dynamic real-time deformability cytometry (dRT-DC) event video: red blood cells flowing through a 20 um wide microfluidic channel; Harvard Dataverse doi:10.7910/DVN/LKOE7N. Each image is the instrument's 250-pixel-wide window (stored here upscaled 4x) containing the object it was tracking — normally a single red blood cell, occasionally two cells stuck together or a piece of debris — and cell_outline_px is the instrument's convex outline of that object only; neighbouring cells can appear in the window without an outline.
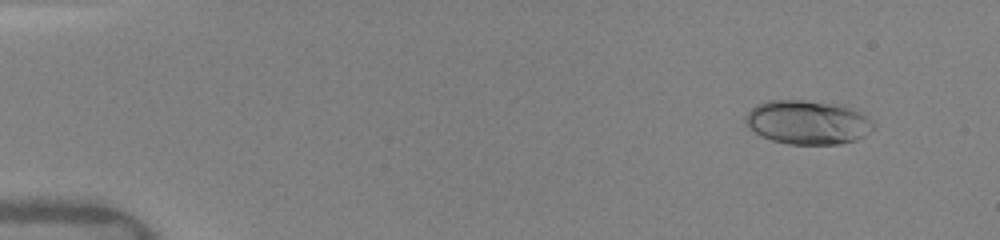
{"species": "human", "species_latin": "Homo sapiens", "temperature_condition": "warm", "stored_images_in_passage": 37, "camera_frame_rate_fps": 3000, "um_per_image_px": 0.085, "donor": {"sex": "female"}, "frame": {"image": 1, "passage_image": 2, "time_ms": 0.667, "image_size_px": [1000, 240], "cell_outline_px": [[876, 124], [864, 136], [856, 140], [840, 144], [788, 144], [772, 140], [756, 132], [744, 120], [744, 116], [756, 104], [764, 100], [804, 100], [844, 104], [864, 112]], "centroid_in_image_um": [68.71, 10.37], "position_along_channel_um": 16.3, "area_um2": 33.18}}
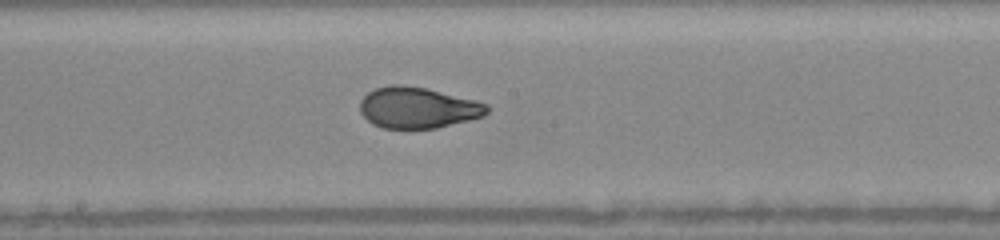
{"frame": {"image": 2, "passage_image": 17, "time_ms": 8.333, "image_size_px": [1000, 240], "cell_outline_px": [[488, 112], [484, 116], [436, 128], [384, 128], [372, 124], [360, 112], [360, 100], [368, 92], [376, 88], [388, 84], [400, 84], [424, 88], [476, 100], [488, 104]], "centroid_in_image_um": [35.49, 9.15], "position_along_channel_um": 212.7, "area_um2": 30.29}}
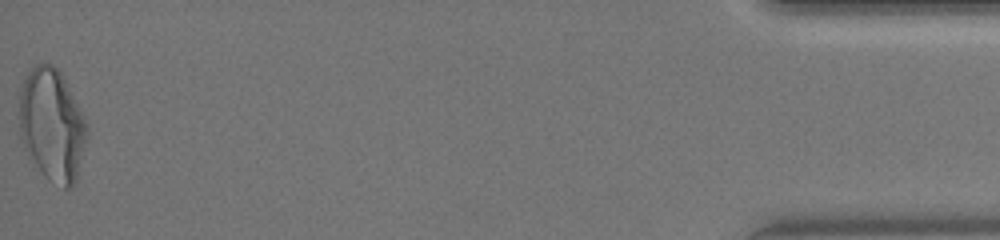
{"frame": {"image": 3, "passage_image": 37, "time_ms": 15.667, "image_size_px": [1000, 240], "cell_outline_px": [[88, 136], [76, 176], [72, 188], [64, 188], [48, 180], [44, 176], [28, 152], [20, 136], [20, 88], [28, 72], [36, 64], [52, 64], [60, 72], [84, 116], [88, 124]], "centroid_in_image_um": [4.44, 10.61], "position_along_channel_um": 430.8, "area_um2": 43.7}, "authors_computed_cell_mechanics": {"area_um2": 31.3854, "velocity_mm_per_s": 4.1394, "shape_relaxation_time_tau1_ms": 6.1193, "shape_relaxation_time_tau2_ms": null, "deformation_change_tau1": 0.212, "deformation_change_tau2": null}}